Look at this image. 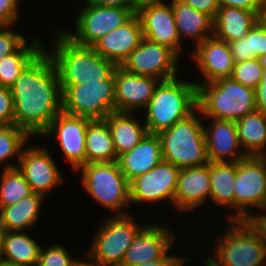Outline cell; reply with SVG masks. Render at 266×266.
Listing matches in <instances>:
<instances>
[{"mask_svg":"<svg viewBox=\"0 0 266 266\" xmlns=\"http://www.w3.org/2000/svg\"><path fill=\"white\" fill-rule=\"evenodd\" d=\"M14 124L40 138L62 111V89L57 68L44 49L10 87Z\"/></svg>","mask_w":266,"mask_h":266,"instance_id":"cell-1","label":"cell"},{"mask_svg":"<svg viewBox=\"0 0 266 266\" xmlns=\"http://www.w3.org/2000/svg\"><path fill=\"white\" fill-rule=\"evenodd\" d=\"M58 28L52 50H45L57 68L60 85L98 82L114 71L116 65L112 61L104 59L92 46L76 44L63 33V28Z\"/></svg>","mask_w":266,"mask_h":266,"instance_id":"cell-2","label":"cell"},{"mask_svg":"<svg viewBox=\"0 0 266 266\" xmlns=\"http://www.w3.org/2000/svg\"><path fill=\"white\" fill-rule=\"evenodd\" d=\"M198 109L195 81L177 77L160 81L147 104L145 125L148 133L158 134L171 128Z\"/></svg>","mask_w":266,"mask_h":266,"instance_id":"cell-3","label":"cell"},{"mask_svg":"<svg viewBox=\"0 0 266 266\" xmlns=\"http://www.w3.org/2000/svg\"><path fill=\"white\" fill-rule=\"evenodd\" d=\"M229 221L214 244L213 266H265L266 246L259 231L248 220Z\"/></svg>","mask_w":266,"mask_h":266,"instance_id":"cell-4","label":"cell"},{"mask_svg":"<svg viewBox=\"0 0 266 266\" xmlns=\"http://www.w3.org/2000/svg\"><path fill=\"white\" fill-rule=\"evenodd\" d=\"M200 114L197 109L189 117L157 134L163 161L176 165L180 170L209 163L204 121L202 122Z\"/></svg>","mask_w":266,"mask_h":266,"instance_id":"cell-5","label":"cell"},{"mask_svg":"<svg viewBox=\"0 0 266 266\" xmlns=\"http://www.w3.org/2000/svg\"><path fill=\"white\" fill-rule=\"evenodd\" d=\"M197 104L204 119L215 118L236 122L257 110L255 90L232 78L200 84L197 87Z\"/></svg>","mask_w":266,"mask_h":266,"instance_id":"cell-6","label":"cell"},{"mask_svg":"<svg viewBox=\"0 0 266 266\" xmlns=\"http://www.w3.org/2000/svg\"><path fill=\"white\" fill-rule=\"evenodd\" d=\"M82 175V188L97 203L112 211L113 216L128 215L121 209L130 203L129 182L117 161L83 164L77 170Z\"/></svg>","mask_w":266,"mask_h":266,"instance_id":"cell-7","label":"cell"},{"mask_svg":"<svg viewBox=\"0 0 266 266\" xmlns=\"http://www.w3.org/2000/svg\"><path fill=\"white\" fill-rule=\"evenodd\" d=\"M62 111L90 120H104L115 112V69L103 80L80 85H60Z\"/></svg>","mask_w":266,"mask_h":266,"instance_id":"cell-8","label":"cell"},{"mask_svg":"<svg viewBox=\"0 0 266 266\" xmlns=\"http://www.w3.org/2000/svg\"><path fill=\"white\" fill-rule=\"evenodd\" d=\"M133 217L130 214L107 217L100 223L86 254L103 266H121L125 252L144 227Z\"/></svg>","mask_w":266,"mask_h":266,"instance_id":"cell-9","label":"cell"},{"mask_svg":"<svg viewBox=\"0 0 266 266\" xmlns=\"http://www.w3.org/2000/svg\"><path fill=\"white\" fill-rule=\"evenodd\" d=\"M235 212L229 220H250L253 208L266 210V159L262 156H247L237 162L234 181ZM252 211V212H251ZM232 214V215H231Z\"/></svg>","mask_w":266,"mask_h":266,"instance_id":"cell-10","label":"cell"},{"mask_svg":"<svg viewBox=\"0 0 266 266\" xmlns=\"http://www.w3.org/2000/svg\"><path fill=\"white\" fill-rule=\"evenodd\" d=\"M77 13L75 31L62 30L73 42L83 46H93L109 32L124 25L136 13L129 8L103 7L89 3Z\"/></svg>","mask_w":266,"mask_h":266,"instance_id":"cell-11","label":"cell"},{"mask_svg":"<svg viewBox=\"0 0 266 266\" xmlns=\"http://www.w3.org/2000/svg\"><path fill=\"white\" fill-rule=\"evenodd\" d=\"M149 223L146 226L144 224V227L136 234L125 252L121 266H136L153 260H189L182 255H169L177 239L176 231L166 225H161V222L160 224Z\"/></svg>","mask_w":266,"mask_h":266,"instance_id":"cell-12","label":"cell"},{"mask_svg":"<svg viewBox=\"0 0 266 266\" xmlns=\"http://www.w3.org/2000/svg\"><path fill=\"white\" fill-rule=\"evenodd\" d=\"M180 59L169 47L143 38L121 67L130 73L163 81L177 77Z\"/></svg>","mask_w":266,"mask_h":266,"instance_id":"cell-13","label":"cell"},{"mask_svg":"<svg viewBox=\"0 0 266 266\" xmlns=\"http://www.w3.org/2000/svg\"><path fill=\"white\" fill-rule=\"evenodd\" d=\"M168 1H143L136 15L141 23L143 38L169 47L181 58L184 45H181L174 12Z\"/></svg>","mask_w":266,"mask_h":266,"instance_id":"cell-14","label":"cell"},{"mask_svg":"<svg viewBox=\"0 0 266 266\" xmlns=\"http://www.w3.org/2000/svg\"><path fill=\"white\" fill-rule=\"evenodd\" d=\"M180 169L172 163L162 161L147 173L129 183L130 203L154 204L167 200L174 209V196Z\"/></svg>","mask_w":266,"mask_h":266,"instance_id":"cell-15","label":"cell"},{"mask_svg":"<svg viewBox=\"0 0 266 266\" xmlns=\"http://www.w3.org/2000/svg\"><path fill=\"white\" fill-rule=\"evenodd\" d=\"M18 169L23 173L32 192L44 197L65 182L59 166L45 146L36 144H32V147L25 146L18 163Z\"/></svg>","mask_w":266,"mask_h":266,"instance_id":"cell-16","label":"cell"},{"mask_svg":"<svg viewBox=\"0 0 266 266\" xmlns=\"http://www.w3.org/2000/svg\"><path fill=\"white\" fill-rule=\"evenodd\" d=\"M91 121L61 111L41 135V138L55 136L73 171L86 164L85 139L87 126Z\"/></svg>","mask_w":266,"mask_h":266,"instance_id":"cell-17","label":"cell"},{"mask_svg":"<svg viewBox=\"0 0 266 266\" xmlns=\"http://www.w3.org/2000/svg\"><path fill=\"white\" fill-rule=\"evenodd\" d=\"M194 49L189 55L200 71L201 77L203 76L201 79L204 80L196 81L197 87L218 79L231 78L235 62L226 41L211 36Z\"/></svg>","mask_w":266,"mask_h":266,"instance_id":"cell-18","label":"cell"},{"mask_svg":"<svg viewBox=\"0 0 266 266\" xmlns=\"http://www.w3.org/2000/svg\"><path fill=\"white\" fill-rule=\"evenodd\" d=\"M161 80L115 67V111L135 113L145 109Z\"/></svg>","mask_w":266,"mask_h":266,"instance_id":"cell-19","label":"cell"},{"mask_svg":"<svg viewBox=\"0 0 266 266\" xmlns=\"http://www.w3.org/2000/svg\"><path fill=\"white\" fill-rule=\"evenodd\" d=\"M210 195L209 163L180 170L174 196L175 210L190 213L210 201Z\"/></svg>","mask_w":266,"mask_h":266,"instance_id":"cell-20","label":"cell"},{"mask_svg":"<svg viewBox=\"0 0 266 266\" xmlns=\"http://www.w3.org/2000/svg\"><path fill=\"white\" fill-rule=\"evenodd\" d=\"M211 125H204L209 162H238L247 157L242 150L234 121L208 118Z\"/></svg>","mask_w":266,"mask_h":266,"instance_id":"cell-21","label":"cell"},{"mask_svg":"<svg viewBox=\"0 0 266 266\" xmlns=\"http://www.w3.org/2000/svg\"><path fill=\"white\" fill-rule=\"evenodd\" d=\"M142 39L141 23L135 14L128 22L103 36L92 47L104 59L121 66Z\"/></svg>","mask_w":266,"mask_h":266,"instance_id":"cell-22","label":"cell"},{"mask_svg":"<svg viewBox=\"0 0 266 266\" xmlns=\"http://www.w3.org/2000/svg\"><path fill=\"white\" fill-rule=\"evenodd\" d=\"M163 161L161 142L157 134L147 133L130 151L118 157L120 170L130 183Z\"/></svg>","mask_w":266,"mask_h":266,"instance_id":"cell-23","label":"cell"},{"mask_svg":"<svg viewBox=\"0 0 266 266\" xmlns=\"http://www.w3.org/2000/svg\"><path fill=\"white\" fill-rule=\"evenodd\" d=\"M213 21V36L229 43L245 37L259 21V13L224 6L219 7Z\"/></svg>","mask_w":266,"mask_h":266,"instance_id":"cell-24","label":"cell"},{"mask_svg":"<svg viewBox=\"0 0 266 266\" xmlns=\"http://www.w3.org/2000/svg\"><path fill=\"white\" fill-rule=\"evenodd\" d=\"M169 3L174 12L175 24L182 44L183 38H190L195 41L194 48H196L206 38L213 36L214 21L211 16L179 0H170Z\"/></svg>","mask_w":266,"mask_h":266,"instance_id":"cell-25","label":"cell"},{"mask_svg":"<svg viewBox=\"0 0 266 266\" xmlns=\"http://www.w3.org/2000/svg\"><path fill=\"white\" fill-rule=\"evenodd\" d=\"M134 115L115 111L104 119L110 129L117 158L135 147L148 133L144 121L140 123Z\"/></svg>","mask_w":266,"mask_h":266,"instance_id":"cell-26","label":"cell"},{"mask_svg":"<svg viewBox=\"0 0 266 266\" xmlns=\"http://www.w3.org/2000/svg\"><path fill=\"white\" fill-rule=\"evenodd\" d=\"M45 197L32 193L16 204L0 207V219L6 231H26L36 225Z\"/></svg>","mask_w":266,"mask_h":266,"instance_id":"cell-27","label":"cell"},{"mask_svg":"<svg viewBox=\"0 0 266 266\" xmlns=\"http://www.w3.org/2000/svg\"><path fill=\"white\" fill-rule=\"evenodd\" d=\"M235 123L244 153L247 156H262L266 151V113L255 110Z\"/></svg>","mask_w":266,"mask_h":266,"instance_id":"cell-28","label":"cell"},{"mask_svg":"<svg viewBox=\"0 0 266 266\" xmlns=\"http://www.w3.org/2000/svg\"><path fill=\"white\" fill-rule=\"evenodd\" d=\"M237 162H209L211 203L218 207H228L235 211L234 181ZM223 206V207H222Z\"/></svg>","mask_w":266,"mask_h":266,"instance_id":"cell-29","label":"cell"},{"mask_svg":"<svg viewBox=\"0 0 266 266\" xmlns=\"http://www.w3.org/2000/svg\"><path fill=\"white\" fill-rule=\"evenodd\" d=\"M41 245L26 231H6L1 261L22 266H37Z\"/></svg>","mask_w":266,"mask_h":266,"instance_id":"cell-30","label":"cell"},{"mask_svg":"<svg viewBox=\"0 0 266 266\" xmlns=\"http://www.w3.org/2000/svg\"><path fill=\"white\" fill-rule=\"evenodd\" d=\"M85 150L86 164L118 160L110 129L104 120H92L88 124Z\"/></svg>","mask_w":266,"mask_h":266,"instance_id":"cell-31","label":"cell"},{"mask_svg":"<svg viewBox=\"0 0 266 266\" xmlns=\"http://www.w3.org/2000/svg\"><path fill=\"white\" fill-rule=\"evenodd\" d=\"M41 39L27 40L12 54L0 60V86L10 88L23 70L45 49Z\"/></svg>","mask_w":266,"mask_h":266,"instance_id":"cell-32","label":"cell"},{"mask_svg":"<svg viewBox=\"0 0 266 266\" xmlns=\"http://www.w3.org/2000/svg\"><path fill=\"white\" fill-rule=\"evenodd\" d=\"M30 138L32 139L25 130L18 128L15 124L0 125V163H6L3 169L18 167L9 161L17 158L19 163L22 150L28 145Z\"/></svg>","mask_w":266,"mask_h":266,"instance_id":"cell-33","label":"cell"},{"mask_svg":"<svg viewBox=\"0 0 266 266\" xmlns=\"http://www.w3.org/2000/svg\"><path fill=\"white\" fill-rule=\"evenodd\" d=\"M0 179V207L16 204L33 193L18 167L2 169Z\"/></svg>","mask_w":266,"mask_h":266,"instance_id":"cell-34","label":"cell"},{"mask_svg":"<svg viewBox=\"0 0 266 266\" xmlns=\"http://www.w3.org/2000/svg\"><path fill=\"white\" fill-rule=\"evenodd\" d=\"M263 67L260 65L258 58L235 63L231 78L252 89L260 84L263 74Z\"/></svg>","mask_w":266,"mask_h":266,"instance_id":"cell-35","label":"cell"},{"mask_svg":"<svg viewBox=\"0 0 266 266\" xmlns=\"http://www.w3.org/2000/svg\"><path fill=\"white\" fill-rule=\"evenodd\" d=\"M62 244H54L45 250L41 247L37 266H73L76 258H72Z\"/></svg>","mask_w":266,"mask_h":266,"instance_id":"cell-36","label":"cell"},{"mask_svg":"<svg viewBox=\"0 0 266 266\" xmlns=\"http://www.w3.org/2000/svg\"><path fill=\"white\" fill-rule=\"evenodd\" d=\"M12 26H0V60L14 53L25 41L24 35L19 34Z\"/></svg>","mask_w":266,"mask_h":266,"instance_id":"cell-37","label":"cell"},{"mask_svg":"<svg viewBox=\"0 0 266 266\" xmlns=\"http://www.w3.org/2000/svg\"><path fill=\"white\" fill-rule=\"evenodd\" d=\"M249 46L255 58L266 54V27L260 21L249 31Z\"/></svg>","mask_w":266,"mask_h":266,"instance_id":"cell-38","label":"cell"},{"mask_svg":"<svg viewBox=\"0 0 266 266\" xmlns=\"http://www.w3.org/2000/svg\"><path fill=\"white\" fill-rule=\"evenodd\" d=\"M14 124V100L11 89L0 86V125Z\"/></svg>","mask_w":266,"mask_h":266,"instance_id":"cell-39","label":"cell"},{"mask_svg":"<svg viewBox=\"0 0 266 266\" xmlns=\"http://www.w3.org/2000/svg\"><path fill=\"white\" fill-rule=\"evenodd\" d=\"M21 0H0V26H15L20 20L19 9Z\"/></svg>","mask_w":266,"mask_h":266,"instance_id":"cell-40","label":"cell"},{"mask_svg":"<svg viewBox=\"0 0 266 266\" xmlns=\"http://www.w3.org/2000/svg\"><path fill=\"white\" fill-rule=\"evenodd\" d=\"M228 44L235 63L255 58L250 52L249 33L245 37Z\"/></svg>","mask_w":266,"mask_h":266,"instance_id":"cell-41","label":"cell"},{"mask_svg":"<svg viewBox=\"0 0 266 266\" xmlns=\"http://www.w3.org/2000/svg\"><path fill=\"white\" fill-rule=\"evenodd\" d=\"M184 4L190 5L195 10L215 18L219 6L217 0H179Z\"/></svg>","mask_w":266,"mask_h":266,"instance_id":"cell-42","label":"cell"},{"mask_svg":"<svg viewBox=\"0 0 266 266\" xmlns=\"http://www.w3.org/2000/svg\"><path fill=\"white\" fill-rule=\"evenodd\" d=\"M263 0H217L219 7L229 6L260 13Z\"/></svg>","mask_w":266,"mask_h":266,"instance_id":"cell-43","label":"cell"},{"mask_svg":"<svg viewBox=\"0 0 266 266\" xmlns=\"http://www.w3.org/2000/svg\"><path fill=\"white\" fill-rule=\"evenodd\" d=\"M89 3L103 7H121L132 9L135 13L144 0H87Z\"/></svg>","mask_w":266,"mask_h":266,"instance_id":"cell-44","label":"cell"},{"mask_svg":"<svg viewBox=\"0 0 266 266\" xmlns=\"http://www.w3.org/2000/svg\"><path fill=\"white\" fill-rule=\"evenodd\" d=\"M256 108L266 113V69L263 70L260 84L255 89Z\"/></svg>","mask_w":266,"mask_h":266,"instance_id":"cell-45","label":"cell"},{"mask_svg":"<svg viewBox=\"0 0 266 266\" xmlns=\"http://www.w3.org/2000/svg\"><path fill=\"white\" fill-rule=\"evenodd\" d=\"M187 260H153L136 266H182Z\"/></svg>","mask_w":266,"mask_h":266,"instance_id":"cell-46","label":"cell"},{"mask_svg":"<svg viewBox=\"0 0 266 266\" xmlns=\"http://www.w3.org/2000/svg\"><path fill=\"white\" fill-rule=\"evenodd\" d=\"M84 257H86L89 260L86 262V261H82L81 257H80V259L76 258V260L73 263V266H103L102 264H100L96 260L89 257L87 254H85Z\"/></svg>","mask_w":266,"mask_h":266,"instance_id":"cell-47","label":"cell"},{"mask_svg":"<svg viewBox=\"0 0 266 266\" xmlns=\"http://www.w3.org/2000/svg\"><path fill=\"white\" fill-rule=\"evenodd\" d=\"M259 21L266 27V0L262 1L259 13Z\"/></svg>","mask_w":266,"mask_h":266,"instance_id":"cell-48","label":"cell"},{"mask_svg":"<svg viewBox=\"0 0 266 266\" xmlns=\"http://www.w3.org/2000/svg\"><path fill=\"white\" fill-rule=\"evenodd\" d=\"M5 233H6V229L0 219V260H1V255L3 251V242H4Z\"/></svg>","mask_w":266,"mask_h":266,"instance_id":"cell-49","label":"cell"},{"mask_svg":"<svg viewBox=\"0 0 266 266\" xmlns=\"http://www.w3.org/2000/svg\"><path fill=\"white\" fill-rule=\"evenodd\" d=\"M260 65L263 67V69H266V54L261 55L258 57Z\"/></svg>","mask_w":266,"mask_h":266,"instance_id":"cell-50","label":"cell"},{"mask_svg":"<svg viewBox=\"0 0 266 266\" xmlns=\"http://www.w3.org/2000/svg\"><path fill=\"white\" fill-rule=\"evenodd\" d=\"M0 266H22V265L11 264V263H9V262L1 261V260H0Z\"/></svg>","mask_w":266,"mask_h":266,"instance_id":"cell-51","label":"cell"},{"mask_svg":"<svg viewBox=\"0 0 266 266\" xmlns=\"http://www.w3.org/2000/svg\"><path fill=\"white\" fill-rule=\"evenodd\" d=\"M262 157L266 159V151H265V153L262 155Z\"/></svg>","mask_w":266,"mask_h":266,"instance_id":"cell-52","label":"cell"}]
</instances>
